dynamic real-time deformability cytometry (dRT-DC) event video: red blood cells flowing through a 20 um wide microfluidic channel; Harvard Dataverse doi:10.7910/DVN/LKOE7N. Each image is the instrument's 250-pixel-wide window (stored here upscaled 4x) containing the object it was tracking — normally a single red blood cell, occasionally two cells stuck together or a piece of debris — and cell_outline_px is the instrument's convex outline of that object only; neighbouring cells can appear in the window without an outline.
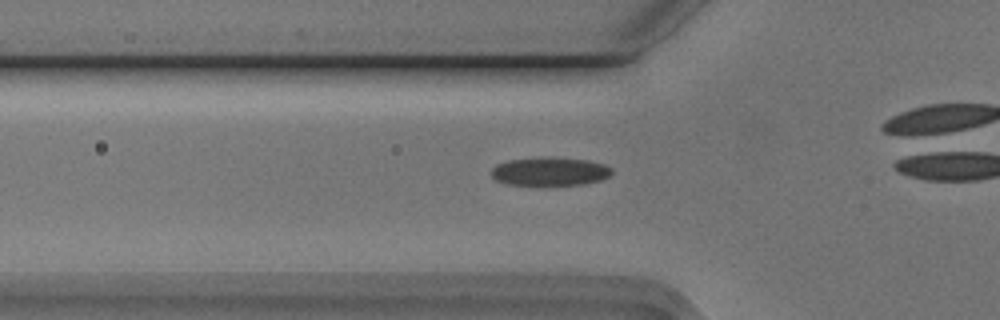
{"species": "Egyptian fruit bat (a non-hibernating species)", "species_latin": "Rousettus aegyptiacus", "temperature_condition": "cold", "stored_images_in_passage": 35, "camera_frame_rate_fps": 3000, "um_per_image_px": 0.085, "animal": {"sex": "male"}, "frame": {"image": 1, "passage_image": 9, "time_ms": 2.667, "image_size_px": [1000, 320], "cell_outline_px": [[612, 172], [608, 176], [600, 180], [584, 184], [544, 188], [540, 188], [508, 184], [496, 180], [492, 176], [492, 168], [496, 164], [508, 160], [540, 156], [548, 156], [588, 160], [604, 164], [612, 168]], "centroid_in_image_um": [46.71, 14.61], "position_along_channel_um": 79.1, "area_um2": 21.1}}
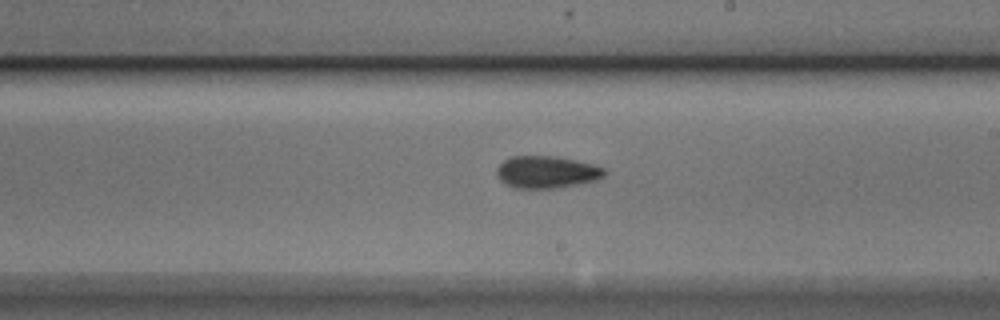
{"frame": {"image": 2, "passage_image": 22, "time_ms": 7.0, "image_size_px": [1000, 320], "cell_outline_px": [[608, 172], [604, 176], [596, 180], [580, 184], [560, 188], [516, 188], [504, 184], [500, 180], [496, 172], [496, 168], [504, 160], [512, 156], [556, 156], [596, 164], [604, 168]], "centroid_in_image_um": [46.5, 14.62], "position_along_channel_um": 242.5, "area_um2": 20.52}}
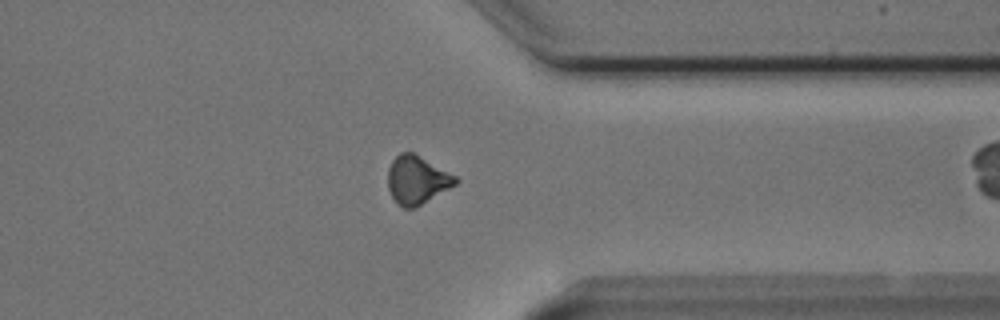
{"frame": {"image": 3, "passage_image": 33, "time_ms": 10.667, "image_size_px": [1000, 320], "cell_outline_px": [[460, 180], [456, 184], [416, 208], [404, 208], [392, 196], [388, 188], [388, 168], [392, 160], [400, 152], [412, 152], [456, 176]], "centroid_in_image_um": [35.44, 15.29], "position_along_channel_um": 376.0, "area_um2": 18.79}}